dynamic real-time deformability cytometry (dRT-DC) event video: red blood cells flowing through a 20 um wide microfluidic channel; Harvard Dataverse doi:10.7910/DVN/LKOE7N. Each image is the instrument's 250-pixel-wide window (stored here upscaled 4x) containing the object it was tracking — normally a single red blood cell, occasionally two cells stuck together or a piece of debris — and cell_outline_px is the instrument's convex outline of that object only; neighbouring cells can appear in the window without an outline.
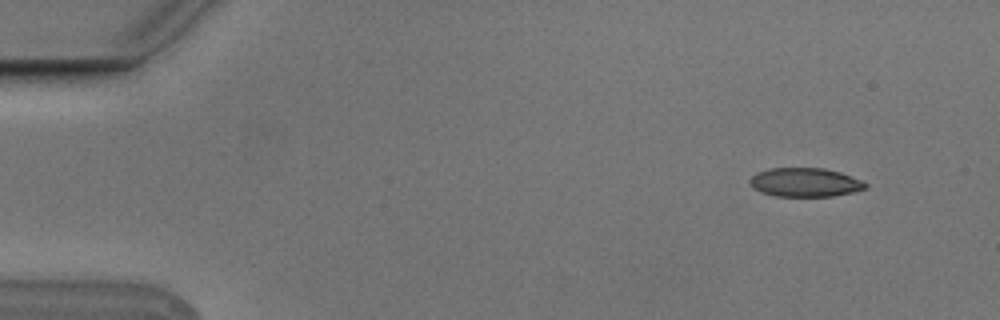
{"species": "Egyptian fruit bat (a non-hibernating species)", "species_latin": "Rousettus aegyptiacus", "temperature_condition": "cold", "stored_images_in_passage": 4, "camera_frame_rate_fps": 3000, "um_per_image_px": 0.085, "animal": {"sex": "male"}, "frame": {"image": 1, "passage_image": 1, "time_ms": 0.0, "image_size_px": [1000, 320], "cell_outline_px": [[868, 188], [852, 192], [832, 196], [776, 196], [760, 192], [752, 188], [748, 184], [748, 180], [756, 172], [768, 168], [824, 168], [840, 172], [860, 180], [868, 184]], "centroid_in_image_um": [68.38, 15.5], "position_along_channel_um": 16.6, "area_um2": 19.59}}